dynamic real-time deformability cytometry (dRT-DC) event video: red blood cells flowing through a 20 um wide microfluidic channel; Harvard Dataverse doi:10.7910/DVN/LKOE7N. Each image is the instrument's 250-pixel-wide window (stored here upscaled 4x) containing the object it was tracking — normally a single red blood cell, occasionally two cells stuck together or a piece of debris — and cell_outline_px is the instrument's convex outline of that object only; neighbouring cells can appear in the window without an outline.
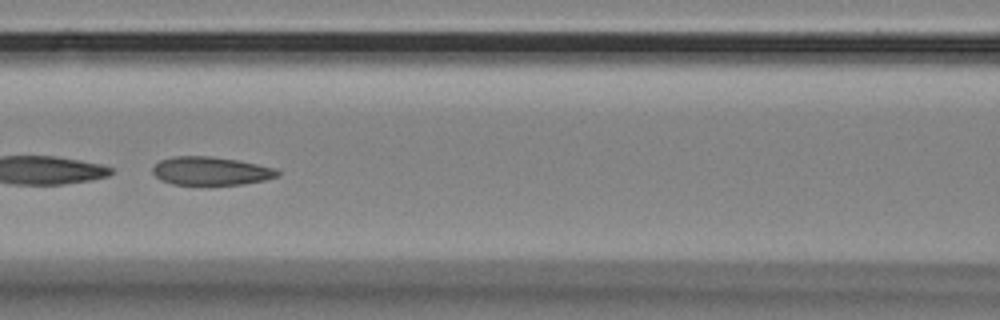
{"species": "Egyptian fruit bat (a non-hibernating species)", "species_latin": "Rousettus aegyptiacus", "temperature_condition": "room temperature", "stored_images_in_passage": 48, "camera_frame_rate_fps": 3000, "um_per_image_px": 0.085, "animal": {"sex": "female"}, "frame": {"image": 1, "passage_image": 24, "time_ms": 7.667, "image_size_px": [1000, 320], "cell_outline_px": [[280, 176], [264, 180], [244, 184], [172, 184], [160, 180], [152, 172], [152, 168], [160, 160], [172, 156], [212, 156], [240, 160], [276, 168], [280, 172]], "centroid_in_image_um": [17.94, 14.52], "position_along_channel_um": 148.7, "area_um2": 20.75}}
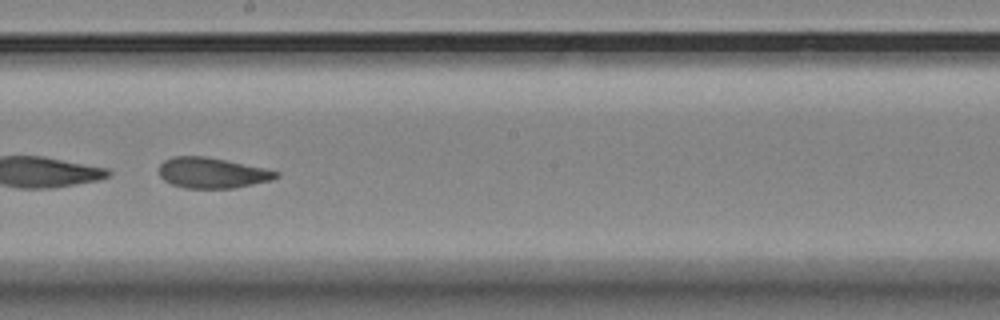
{"frame": {"image": 2, "passage_image": 31, "time_ms": 10.0, "image_size_px": [1000, 320], "cell_outline_px": [[280, 176], [272, 180], [236, 188], [184, 188], [172, 184], [164, 180], [160, 176], [160, 164], [164, 160], [172, 156], [204, 156], [224, 160], [280, 172]], "centroid_in_image_um": [18.02, 14.7], "position_along_channel_um": 230.2, "area_um2": 20.69}}
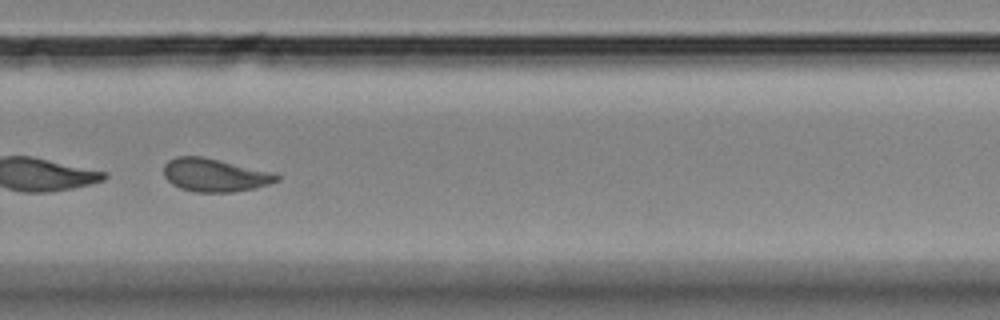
{"frame": {"image": 3, "passage_image": 38, "time_ms": 12.333, "image_size_px": [1000, 320], "cell_outline_px": [[280, 180], [256, 188], [232, 192], [196, 192], [180, 188], [172, 184], [164, 176], [164, 164], [168, 160], [176, 156], [200, 156], [276, 172], [280, 176]], "centroid_in_image_um": [18.28, 14.88], "position_along_channel_um": 311.5, "area_um2": 21.96}, "authors_computed_cell_mechanics": {"area_um2": 22.0218, "velocity_mm_per_s": 3.4961, "shape_relaxation_time_tau1_ms": 0.987, "shape_relaxation_time_tau2_ms": 2.3561, "deformation_change_tau1": 0.2475, "deformation_change_tau2": 0.0948}}